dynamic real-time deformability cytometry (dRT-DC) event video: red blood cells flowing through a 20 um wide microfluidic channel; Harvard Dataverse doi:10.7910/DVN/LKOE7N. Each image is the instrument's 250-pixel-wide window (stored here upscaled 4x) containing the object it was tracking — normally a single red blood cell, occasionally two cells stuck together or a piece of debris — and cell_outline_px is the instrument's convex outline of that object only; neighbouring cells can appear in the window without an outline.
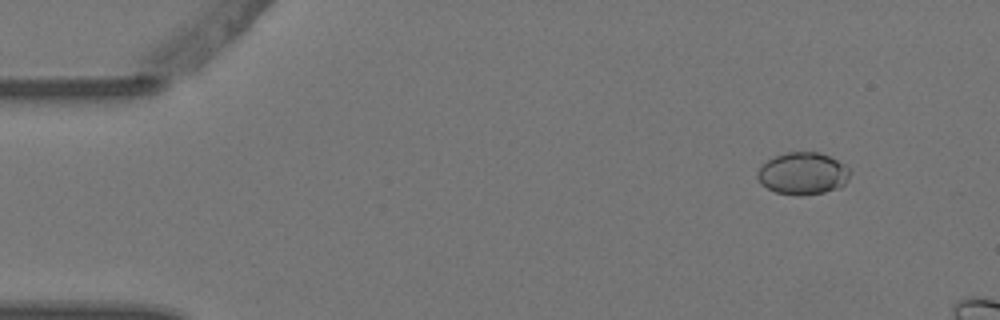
{"species": "Egyptian fruit bat (a non-hibernating species)", "species_latin": "Rousettus aegyptiacus", "temperature_condition": "warm", "stored_images_in_passage": 5, "segment_of_instrument_passage": [2, 2], "camera_frame_rate_fps": 3000, "um_per_image_px": 0.085, "animal": {"sex": "female"}, "frame": {"image": 1, "passage_image": 5, "time_ms": 1.333, "image_size_px": [1000, 320], "cell_outline_px": [[848, 180], [840, 188], [824, 192], [800, 196], [796, 196], [776, 192], [760, 184], [756, 176], [756, 172], [768, 160], [776, 156], [788, 152], [820, 152], [844, 164], [848, 168]], "centroid_in_image_um": [68.22, 14.76], "position_along_channel_um": 16.8, "area_um2": 22.66}}